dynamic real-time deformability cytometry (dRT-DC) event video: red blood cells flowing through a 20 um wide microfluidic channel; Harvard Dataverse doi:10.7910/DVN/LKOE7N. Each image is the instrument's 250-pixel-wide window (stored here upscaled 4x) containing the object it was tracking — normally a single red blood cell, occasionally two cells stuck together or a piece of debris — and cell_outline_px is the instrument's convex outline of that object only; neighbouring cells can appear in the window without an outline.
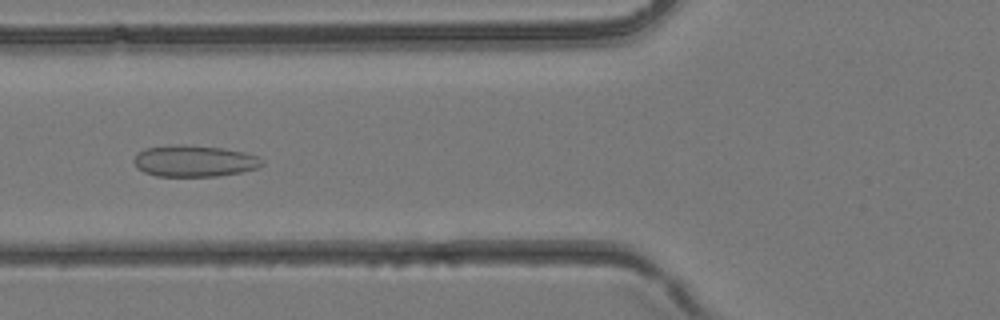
{"species": "common noctule bat (a hibernating species)", "species_latin": "Nyctalus noctula", "temperature_condition": "room temperature", "stored_images_in_passage": 5, "camera_frame_rate_fps": 3000, "um_per_image_px": 0.085, "animal": {"sex": "female", "body_mass_g": 24.6, "forearm_length_mm": 56.2}, "frame": {"image": 1, "passage_image": 5, "time_ms": 1.333, "image_size_px": [1000, 320], "cell_outline_px": [[264, 164], [256, 168], [240, 172], [220, 176], [156, 176], [144, 172], [136, 168], [132, 160], [144, 148], [172, 144], [184, 144], [220, 148], [244, 152], [256, 156], [264, 160]], "centroid_in_image_um": [16.48, 13.68], "position_along_channel_um": 109.3, "area_um2": 23.58}}